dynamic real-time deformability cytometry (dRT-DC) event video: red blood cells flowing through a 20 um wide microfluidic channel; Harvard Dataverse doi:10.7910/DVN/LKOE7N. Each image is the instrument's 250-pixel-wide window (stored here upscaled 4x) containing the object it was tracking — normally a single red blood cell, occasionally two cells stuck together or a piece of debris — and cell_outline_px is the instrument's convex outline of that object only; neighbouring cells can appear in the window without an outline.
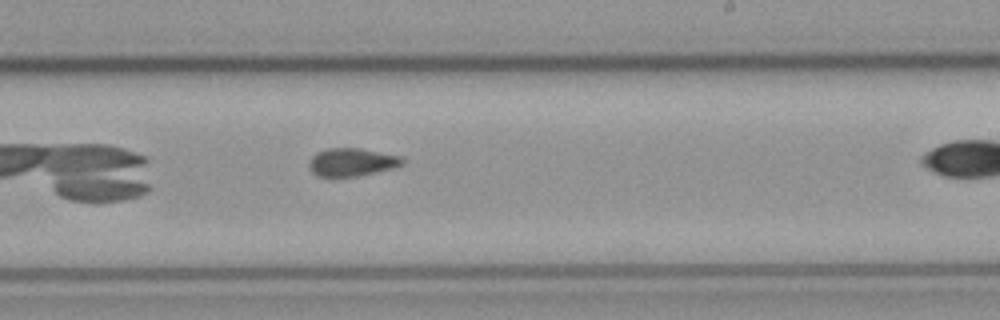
{"species": "common noctule bat (a hibernating species)", "species_latin": "Nyctalus noctula", "temperature_condition": "cold", "stored_images_in_passage": 27, "camera_frame_rate_fps": 3000, "um_per_image_px": 0.085, "animal": {"sex": "male", "body_mass_g": 23.1, "forearm_length_mm": 52.7}, "frame": {"image": 1, "passage_image": 16, "time_ms": 5.0, "image_size_px": [1000, 320], "cell_outline_px": [[404, 164], [392, 168], [356, 176], [316, 176], [312, 172], [308, 164], [312, 156], [328, 148], [360, 148], [400, 156], [404, 160]], "centroid_in_image_um": [29.9, 13.78], "position_along_channel_um": 259.1, "area_um2": 14.97}}